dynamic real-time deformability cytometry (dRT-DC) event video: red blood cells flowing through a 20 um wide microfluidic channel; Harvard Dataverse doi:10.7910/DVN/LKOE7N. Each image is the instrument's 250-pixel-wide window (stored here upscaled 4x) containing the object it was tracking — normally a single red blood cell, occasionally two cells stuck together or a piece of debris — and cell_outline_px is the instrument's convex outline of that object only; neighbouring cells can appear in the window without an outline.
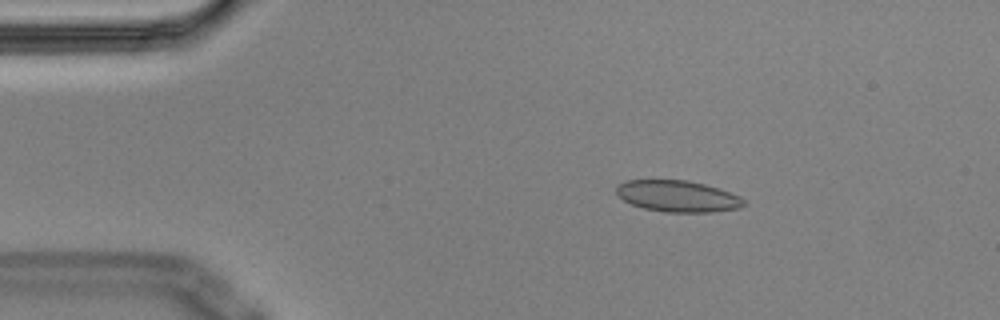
{"species": "Egyptian fruit bat (a non-hibernating species)", "species_latin": "Rousettus aegyptiacus", "temperature_condition": "cold", "stored_images_in_passage": 4, "camera_frame_rate_fps": 3000, "um_per_image_px": 0.085, "animal": {"sex": "male"}, "frame": {"image": 1, "passage_image": 2, "time_ms": 0.333, "image_size_px": [1000, 320], "cell_outline_px": [[744, 204], [740, 208], [712, 212], [664, 212], [644, 208], [632, 204], [624, 200], [616, 192], [616, 188], [620, 184], [628, 180], [688, 180], [704, 184], [740, 196], [744, 200]], "centroid_in_image_um": [57.61, 16.68], "position_along_channel_um": 27.4, "area_um2": 23.06}}
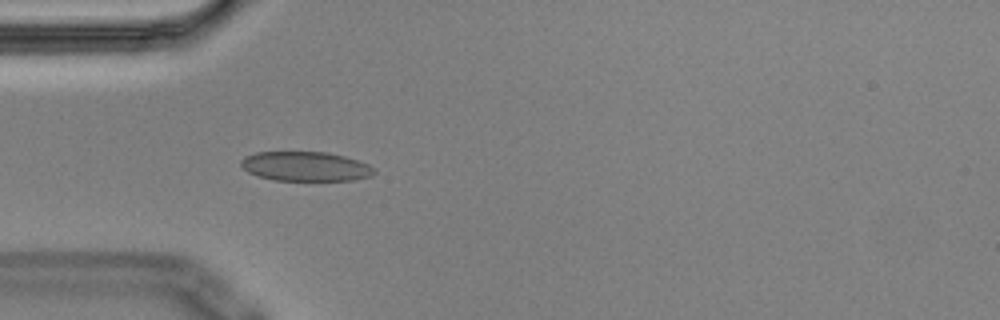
{"frame": {"image": 2, "passage_image": 4, "time_ms": 1.0, "image_size_px": [1000, 320], "cell_outline_px": [[376, 172], [372, 176], [352, 180], [276, 180], [256, 176], [248, 172], [240, 164], [240, 160], [244, 156], [256, 152], [328, 152], [344, 156], [368, 164], [376, 168]], "centroid_in_image_um": [25.97, 14.14], "position_along_channel_um": 59.0, "area_um2": 22.95}}